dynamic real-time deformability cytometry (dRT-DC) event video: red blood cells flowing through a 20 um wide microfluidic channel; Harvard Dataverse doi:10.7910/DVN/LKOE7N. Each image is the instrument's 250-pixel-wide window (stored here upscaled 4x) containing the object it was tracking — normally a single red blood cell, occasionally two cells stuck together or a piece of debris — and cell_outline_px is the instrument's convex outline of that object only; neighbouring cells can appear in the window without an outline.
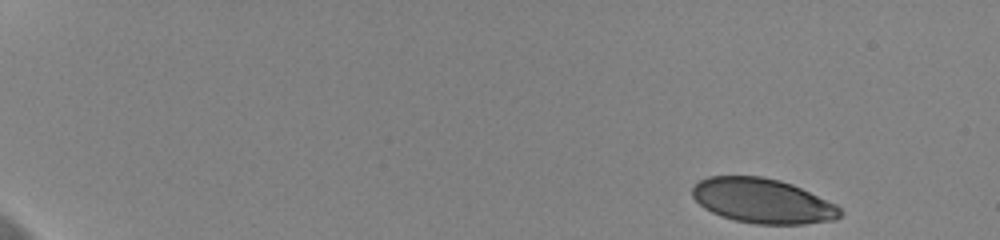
{"species": "human", "species_latin": "Homo sapiens", "temperature_condition": "cold", "stored_images_in_passage": 26, "camera_frame_rate_fps": 3000, "um_per_image_px": 0.085, "donor": {"sex": "female"}, "frame": {"image": 1, "passage_image": 1, "time_ms": 0.0, "image_size_px": [1000, 240], "cell_outline_px": [[844, 212], [836, 220], [804, 224], [756, 224], [732, 220], [720, 216], [704, 208], [692, 196], [692, 188], [700, 180], [708, 176], [760, 176], [780, 180], [792, 184], [836, 204]], "centroid_in_image_um": [64.83, 17.08], "position_along_channel_um": 20.2, "area_um2": 38.67}}
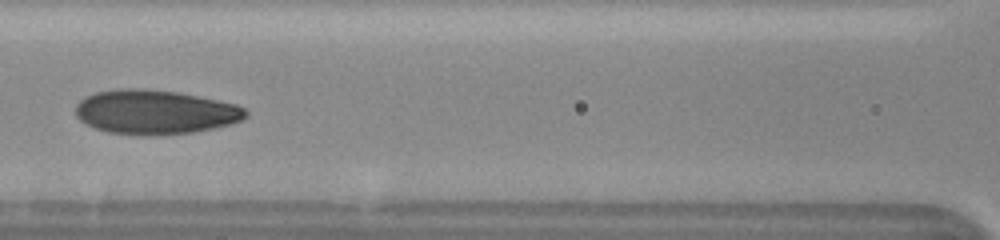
{"frame": {"image": 2, "passage_image": 17, "time_ms": 5.333, "image_size_px": [1000, 240], "cell_outline_px": [[248, 116], [240, 120], [216, 128], [192, 132], [108, 132], [84, 124], [76, 116], [76, 104], [84, 96], [96, 92], [116, 88], [144, 88], [176, 92], [236, 104], [244, 108], [248, 112]], "centroid_in_image_um": [13.15, 9.47], "position_along_channel_um": 153.4, "area_um2": 42.77}}
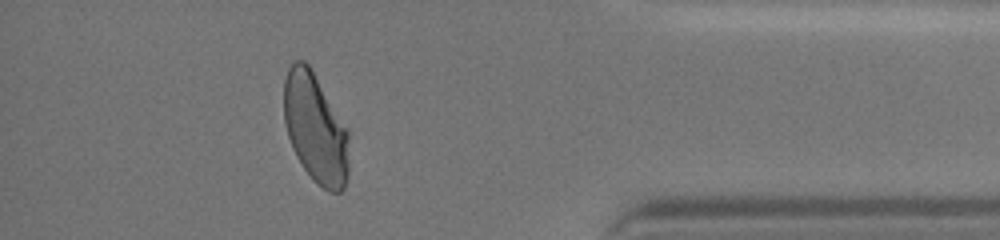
{"frame": {"image": 3, "passage_image": 25, "time_ms": 8.0, "image_size_px": [1000, 240], "cell_outline_px": [[348, 180], [344, 188], [340, 192], [328, 192], [316, 184], [304, 168], [296, 156], [292, 148], [288, 136], [284, 120], [284, 80], [288, 68], [292, 60], [304, 60], [308, 64], [348, 128]], "centroid_in_image_um": [26.81, 10.92], "position_along_channel_um": 408.4, "area_um2": 41.85}}